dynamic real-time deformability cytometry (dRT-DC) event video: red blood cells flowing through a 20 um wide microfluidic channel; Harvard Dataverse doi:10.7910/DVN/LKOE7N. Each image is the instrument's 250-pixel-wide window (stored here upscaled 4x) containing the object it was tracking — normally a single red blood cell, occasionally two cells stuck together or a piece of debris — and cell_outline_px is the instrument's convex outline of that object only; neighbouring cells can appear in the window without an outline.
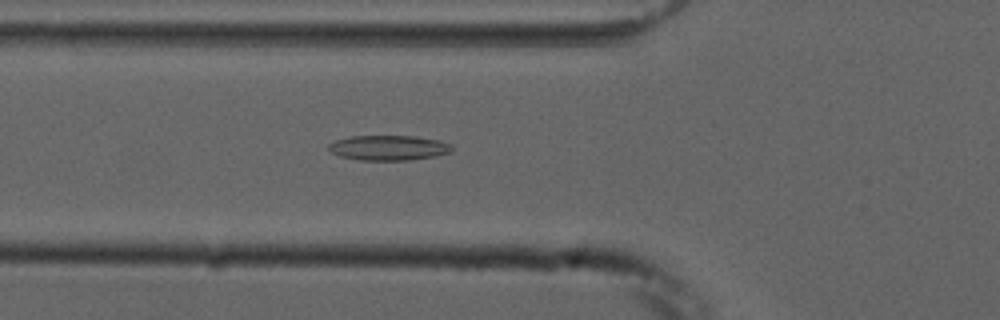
{"species": "common noctule bat (a hibernating species)", "species_latin": "Nyctalus noctula", "temperature_condition": "cold", "stored_images_in_passage": 44, "camera_frame_rate_fps": 3000, "um_per_image_px": 0.085, "animal": {"sex": "male", "forearm_length_mm": 52.5}, "frame": {"image": 1, "passage_image": 9, "time_ms": 2.667, "image_size_px": [1000, 320], "cell_outline_px": [[452, 152], [436, 156], [408, 160], [360, 160], [340, 156], [332, 152], [328, 148], [328, 144], [336, 140], [352, 136], [416, 136], [436, 140], [448, 144], [452, 148]], "centroid_in_image_um": [33.01, 12.56], "position_along_channel_um": 92.8, "area_um2": 17.8}}
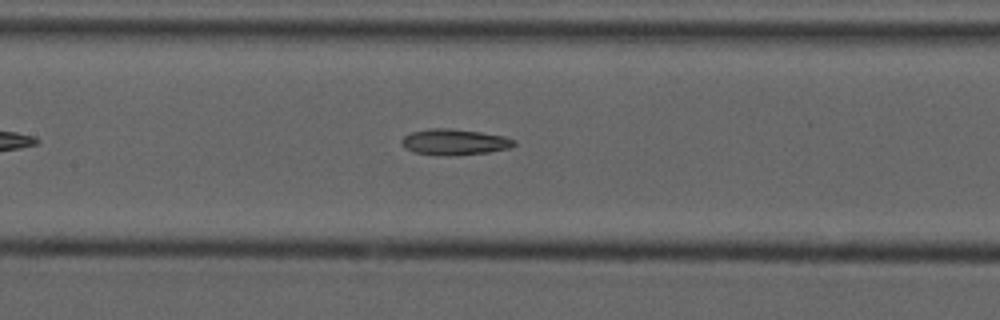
{"frame": {"image": 2, "passage_image": 15, "time_ms": 4.667, "image_size_px": [1000, 320], "cell_outline_px": [[516, 144], [508, 148], [488, 152], [448, 156], [444, 156], [416, 152], [404, 148], [400, 144], [400, 140], [404, 136], [412, 132], [428, 128], [448, 128], [480, 132], [504, 136], [516, 140]], "centroid_in_image_um": [38.6, 12.06], "position_along_channel_um": 168.8, "area_um2": 16.99}}
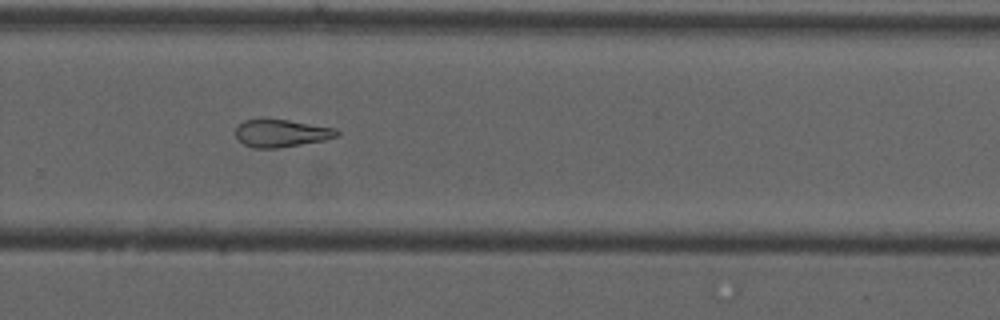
{"frame": {"image": 3, "passage_image": 26, "time_ms": 8.333, "image_size_px": [1000, 320], "cell_outline_px": [[340, 136], [324, 140], [276, 148], [256, 148], [244, 144], [236, 136], [236, 128], [244, 120], [260, 116], [264, 116], [336, 128], [340, 132]], "centroid_in_image_um": [23.9, 11.28], "position_along_channel_um": 305.9, "area_um2": 16.65}, "authors_computed_cell_mechanics": {"area_um2": 17.8313, "velocity_mm_per_s": 3.7612, "shape_relaxation_time_tau1_ms": null, "shape_relaxation_time_tau2_ms": 7.0418, "deformation_change_tau1": null, "deformation_change_tau2": 0.1764}}